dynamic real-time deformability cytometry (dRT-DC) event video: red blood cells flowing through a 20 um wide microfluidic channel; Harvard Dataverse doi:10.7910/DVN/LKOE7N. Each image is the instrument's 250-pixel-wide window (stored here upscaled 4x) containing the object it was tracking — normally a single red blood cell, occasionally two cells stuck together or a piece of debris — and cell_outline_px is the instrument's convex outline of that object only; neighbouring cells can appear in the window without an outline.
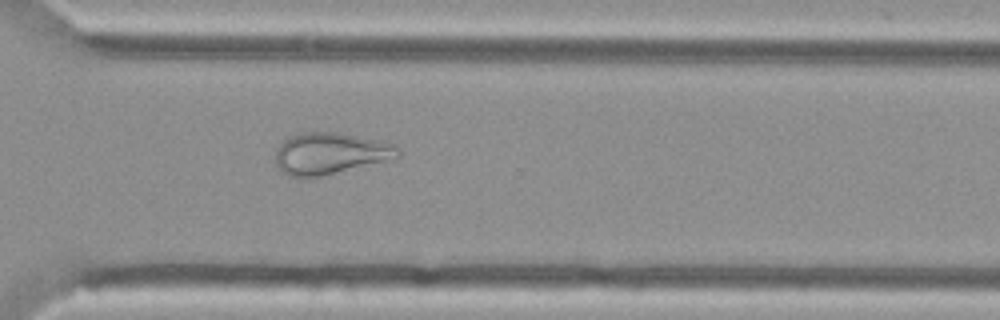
{"species": "Egyptian fruit bat (a non-hibernating species)", "species_latin": "Rousettus aegyptiacus", "temperature_condition": "cold", "stored_images_in_passage": 54, "camera_frame_rate_fps": 3000, "um_per_image_px": 0.085, "animal": {"sex": "female"}, "frame": {"image": 1, "passage_image": 39, "time_ms": 12.667, "image_size_px": [1000, 320], "cell_outline_px": [[400, 156], [392, 160], [312, 180], [288, 176], [276, 164], [276, 148], [284, 140], [300, 132], [340, 132], [392, 144], [400, 148]], "centroid_in_image_um": [28.08, 13.09], "position_along_channel_um": 342.5, "area_um2": 30.52}}
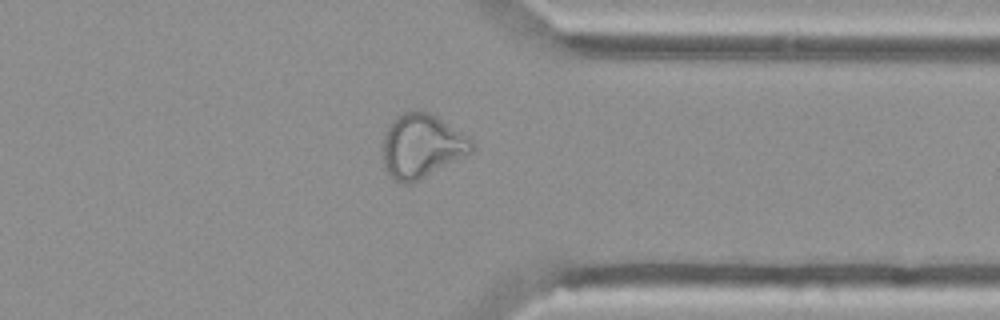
{"frame": {"image": 2, "passage_image": 42, "time_ms": 13.667, "image_size_px": [1000, 320], "cell_outline_px": [[476, 148], [468, 156], [408, 184], [404, 184], [388, 176], [384, 168], [384, 132], [388, 124], [400, 112], [416, 108], [428, 112], [436, 116], [468, 136], [472, 140]], "centroid_in_image_um": [35.85, 12.38], "position_along_channel_um": 375.5, "area_um2": 33.52}}
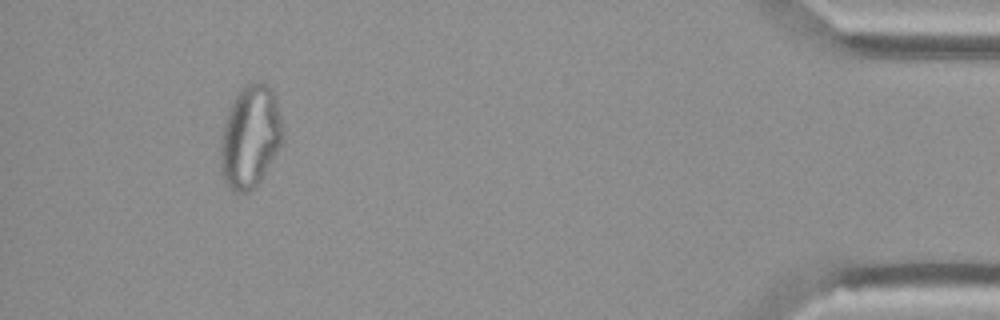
{"frame": {"image": 3, "passage_image": 50, "time_ms": 16.333, "image_size_px": [1000, 320], "cell_outline_px": [[284, 132], [280, 144], [276, 152], [260, 180], [248, 192], [232, 192], [228, 188], [224, 180], [220, 168], [220, 148], [224, 124], [232, 100], [240, 88], [244, 84], [252, 80], [260, 80], [268, 84], [272, 88], [276, 100], [284, 128]], "centroid_in_image_um": [21.26, 11.56], "position_along_channel_um": 413.9, "area_um2": 37.4}}